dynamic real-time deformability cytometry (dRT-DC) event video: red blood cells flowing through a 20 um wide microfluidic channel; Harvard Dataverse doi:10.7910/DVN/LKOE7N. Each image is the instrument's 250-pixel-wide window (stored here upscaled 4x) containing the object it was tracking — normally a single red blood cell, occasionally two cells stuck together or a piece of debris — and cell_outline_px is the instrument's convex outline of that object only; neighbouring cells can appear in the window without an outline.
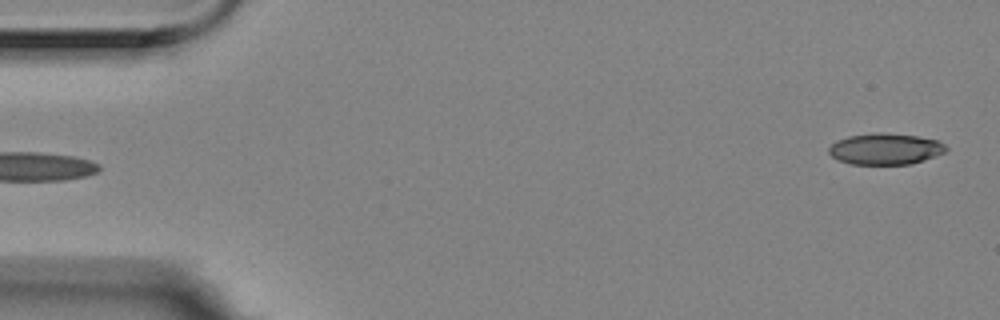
{"species": "Egyptian fruit bat (a non-hibernating species)", "species_latin": "Rousettus aegyptiacus", "temperature_condition": "room temperature", "stored_images_in_passage": 4, "segment_of_instrument_passage": [2, 2], "camera_frame_rate_fps": 3000, "um_per_image_px": 0.085, "animal": {"sex": "female"}, "frame": {"image": 1, "passage_image": 4, "time_ms": 1.0, "image_size_px": [1000, 320], "cell_outline_px": [[948, 148], [944, 152], [936, 156], [912, 164], [852, 164], [840, 160], [832, 156], [828, 152], [828, 148], [836, 140], [848, 136], [876, 132], [880, 132], [916, 136], [936, 140], [944, 144]], "centroid_in_image_um": [75.24, 12.66], "position_along_channel_um": 9.8, "area_um2": 21.27}}